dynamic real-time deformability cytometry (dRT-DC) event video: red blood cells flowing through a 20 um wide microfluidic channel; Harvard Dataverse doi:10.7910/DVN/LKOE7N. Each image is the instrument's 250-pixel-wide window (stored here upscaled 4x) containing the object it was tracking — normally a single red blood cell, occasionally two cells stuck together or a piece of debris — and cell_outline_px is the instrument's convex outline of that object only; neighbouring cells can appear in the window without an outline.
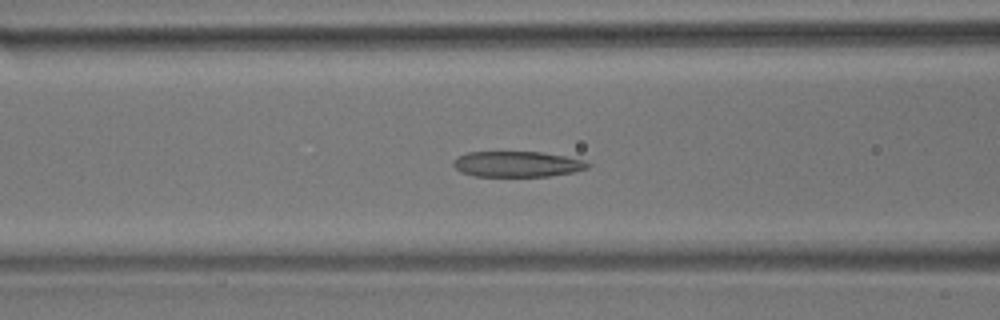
{"species": "common noctule bat (a hibernating species)", "species_latin": "Nyctalus noctula", "temperature_condition": "room temperature", "stored_images_in_passage": 55, "camera_frame_rate_fps": 3000, "um_per_image_px": 0.085, "animal": {"sex": "male", "body_mass_g": 17.9}, "frame": {"image": 1, "passage_image": 22, "time_ms": 7.0, "image_size_px": [1000, 320], "cell_outline_px": [[592, 164], [588, 168], [576, 172], [548, 176], [472, 176], [460, 172], [452, 164], [460, 156], [468, 152], [544, 152], [584, 160]], "centroid_in_image_um": [44.01, 13.95], "position_along_channel_um": 122.6, "area_um2": 20.11}}
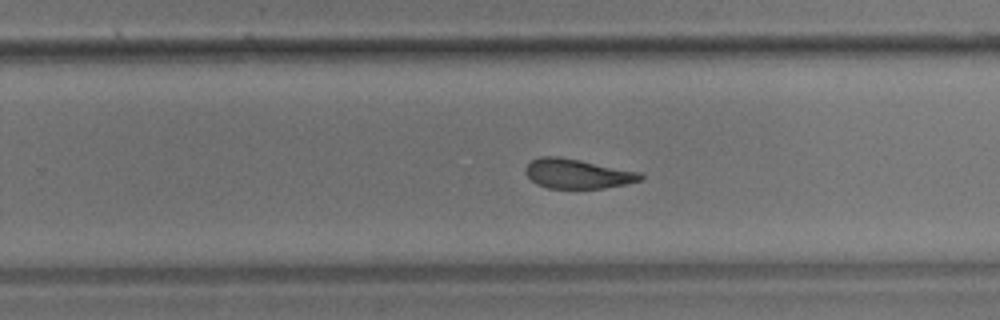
{"frame": {"image": 2, "passage_image": 35, "time_ms": 11.333, "image_size_px": [1000, 320], "cell_outline_px": [[644, 180], [628, 184], [600, 188], [548, 188], [536, 184], [524, 172], [524, 168], [532, 160], [540, 156], [560, 156], [640, 172], [644, 176]], "centroid_in_image_um": [49.09, 14.76], "position_along_channel_um": 280.7, "area_um2": 19.88}}
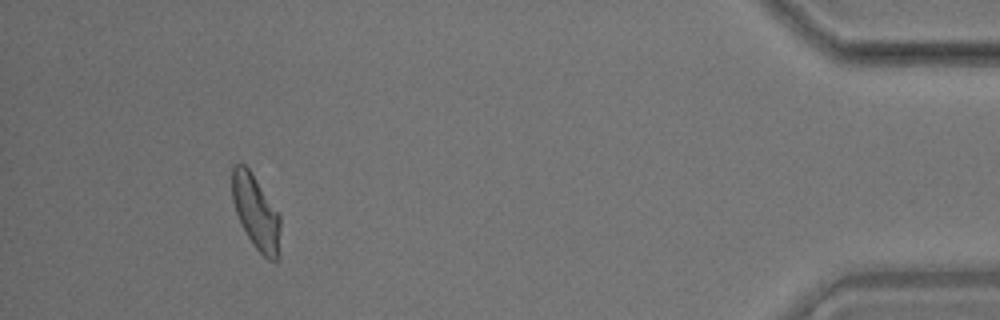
{"frame": {"image": 3, "passage_image": 51, "time_ms": 16.667, "image_size_px": [1000, 320], "cell_outline_px": [[280, 256], [276, 264], [268, 260], [256, 248], [240, 224], [232, 200], [232, 164], [240, 160], [248, 168], [280, 212]], "centroid_in_image_um": [21.78, 18.05], "position_along_channel_um": 413.4, "area_um2": 21.44}, "authors_computed_cell_mechanics": {"area_um2": 21.3282, "velocity_mm_per_s": 3.6548, "shape_relaxation_time_tau1_ms": null, "shape_relaxation_time_tau2_ms": 2.6178, "deformation_change_tau1": null, "deformation_change_tau2": 0.1094}}